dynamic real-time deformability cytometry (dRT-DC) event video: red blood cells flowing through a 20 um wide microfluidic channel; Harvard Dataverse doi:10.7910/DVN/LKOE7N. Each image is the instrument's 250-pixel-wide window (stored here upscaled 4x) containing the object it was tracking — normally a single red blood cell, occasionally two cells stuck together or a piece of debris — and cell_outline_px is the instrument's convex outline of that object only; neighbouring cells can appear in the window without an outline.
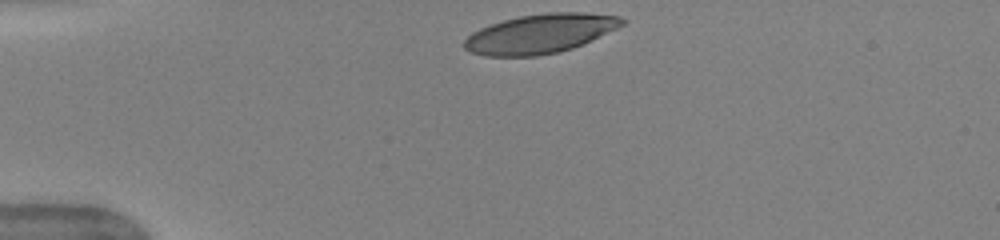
{"species": "human", "species_latin": "Homo sapiens", "temperature_condition": "warm", "stored_images_in_passage": 33, "camera_frame_rate_fps": 3000, "um_per_image_px": 0.085, "donor": {"sex": "female"}, "frame": {"image": 1, "passage_image": 1, "time_ms": 0.0, "image_size_px": [1000, 240], "cell_outline_px": [[628, 20], [624, 24], [592, 40], [572, 48], [560, 52], [536, 56], [484, 56], [472, 52], [464, 48], [460, 44], [472, 32], [480, 28], [504, 20], [520, 16], [548, 12], [584, 12], [620, 16]], "centroid_in_image_um": [45.91, 2.86], "position_along_channel_um": 39.1, "area_um2": 36.13}}
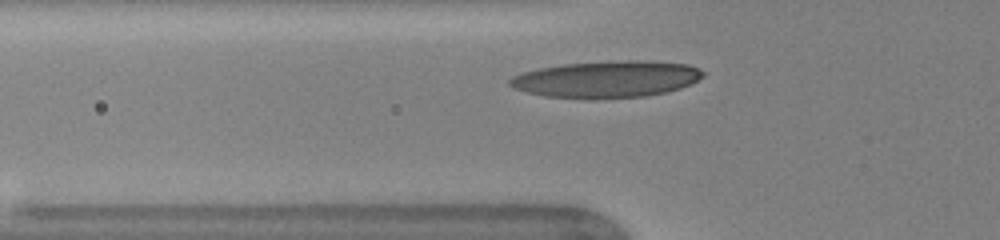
{"frame": {"image": 2, "passage_image": 7, "time_ms": 2.0, "image_size_px": [1000, 240], "cell_outline_px": [[704, 76], [692, 84], [680, 88], [664, 92], [644, 96], [544, 96], [528, 92], [516, 88], [508, 84], [508, 80], [512, 76], [524, 72], [540, 68], [564, 64], [628, 60], [652, 60], [688, 64], [700, 68], [704, 72]], "centroid_in_image_um": [51.65, 6.68], "position_along_channel_um": 74.2, "area_um2": 40.23}}
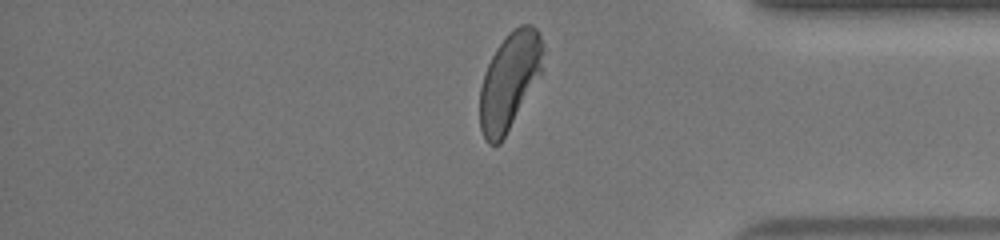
{"frame": {"image": 3, "passage_image": 32, "time_ms": 10.333, "image_size_px": [1000, 240], "cell_outline_px": [[544, 52], [540, 72], [500, 144], [488, 144], [480, 128], [480, 88], [488, 64], [496, 48], [508, 32], [512, 28], [520, 24], [532, 24], [540, 32], [544, 44]], "centroid_in_image_um": [43.3, 6.8], "position_along_channel_um": 391.9, "area_um2": 35.08}, "authors_computed_cell_mechanics": {"area_um2": 37.859, "velocity_mm_per_s": 3.9666, "shape_relaxation_time_tau1_ms": 3.3689, "shape_relaxation_time_tau2_ms": null, "deformation_change_tau1": 0.1873, "deformation_change_tau2": null}}